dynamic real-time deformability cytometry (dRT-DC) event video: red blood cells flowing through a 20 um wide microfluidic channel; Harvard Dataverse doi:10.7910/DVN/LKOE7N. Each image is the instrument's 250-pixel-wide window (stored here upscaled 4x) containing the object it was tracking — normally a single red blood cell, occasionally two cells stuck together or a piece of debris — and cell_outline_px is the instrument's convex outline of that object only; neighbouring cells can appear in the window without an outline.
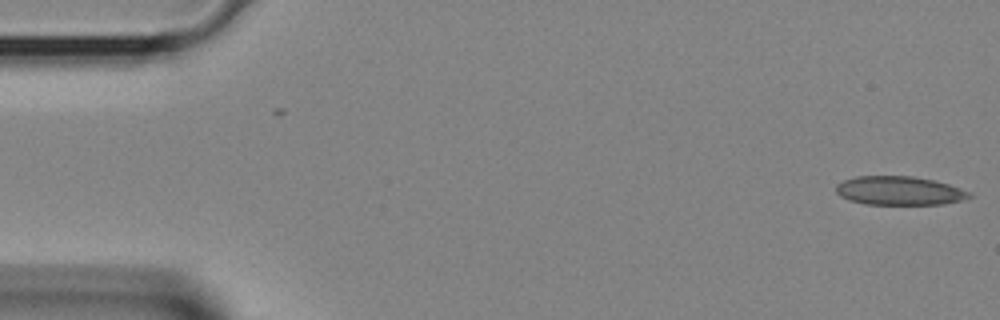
{"species": "Egyptian fruit bat (a non-hibernating species)", "species_latin": "Rousettus aegyptiacus", "temperature_condition": "room temperature", "stored_images_in_passage": 12, "camera_frame_rate_fps": 3000, "um_per_image_px": 0.085, "animal": {"sex": "female"}, "frame": {"image": 1, "passage_image": 1, "time_ms": 0.0, "image_size_px": [1000, 320], "cell_outline_px": [[972, 196], [960, 200], [944, 204], [864, 204], [848, 200], [840, 196], [836, 192], [836, 184], [844, 180], [856, 176], [912, 176], [936, 180], [960, 188], [968, 192]], "centroid_in_image_um": [76.4, 16.2], "position_along_channel_um": 8.6, "area_um2": 22.31}}
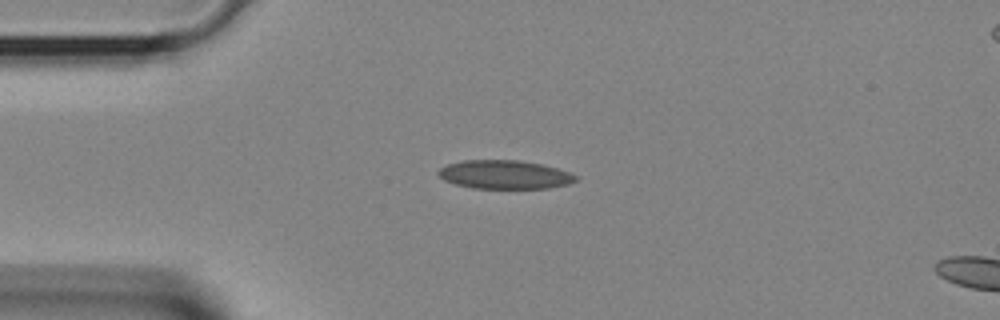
{"frame": {"image": 2, "passage_image": 9, "time_ms": 2.667, "image_size_px": [1000, 320], "cell_outline_px": [[580, 176], [576, 180], [568, 184], [548, 188], [472, 188], [456, 184], [444, 180], [436, 172], [440, 168], [448, 164], [464, 160], [520, 160], [544, 164]], "centroid_in_image_um": [42.91, 14.83], "position_along_channel_um": 42.1, "area_um2": 22.95}}